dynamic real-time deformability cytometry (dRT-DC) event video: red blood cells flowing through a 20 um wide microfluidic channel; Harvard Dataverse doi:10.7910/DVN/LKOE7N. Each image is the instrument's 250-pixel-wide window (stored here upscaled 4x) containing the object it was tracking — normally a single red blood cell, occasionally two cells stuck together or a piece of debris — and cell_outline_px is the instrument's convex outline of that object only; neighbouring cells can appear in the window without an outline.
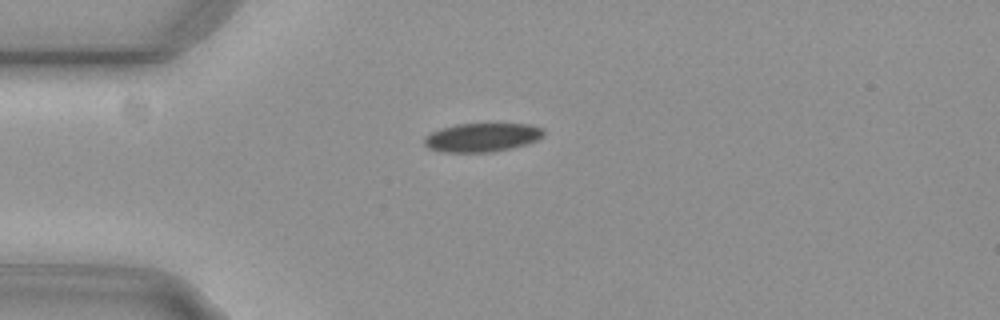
{"species": "common noctule bat (a hibernating species)", "species_latin": "Nyctalus noctula", "temperature_condition": "cold", "stored_images_in_passage": 42, "camera_frame_rate_fps": 3000, "um_per_image_px": 0.085, "animal": {"sex": "female", "body_mass_g": 29.2, "forearm_length_mm": 56.3}, "frame": {"image": 1, "passage_image": 1, "time_ms": 0.0, "image_size_px": [1000, 320], "cell_outline_px": [[544, 136], [536, 140], [524, 144], [492, 152], [444, 152], [428, 148], [424, 144], [424, 136], [440, 128], [456, 124], [528, 124], [544, 128]], "centroid_in_image_um": [40.95, 11.67], "position_along_channel_um": 44.1, "area_um2": 19.88}}
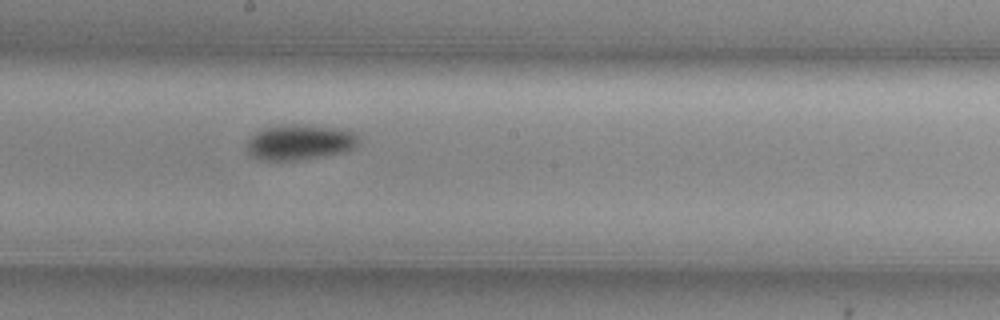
{"frame": {"image": 2, "passage_image": 17, "time_ms": 5.333, "image_size_px": [1000, 320], "cell_outline_px": [[360, 140], [352, 148], [344, 152], [324, 156], [296, 160], [260, 160], [248, 156], [248, 140], [256, 132], [264, 128], [292, 124], [308, 124], [340, 128], [352, 132]], "centroid_in_image_um": [25.46, 12.09], "position_along_channel_um": 222.7, "area_um2": 23.06}}
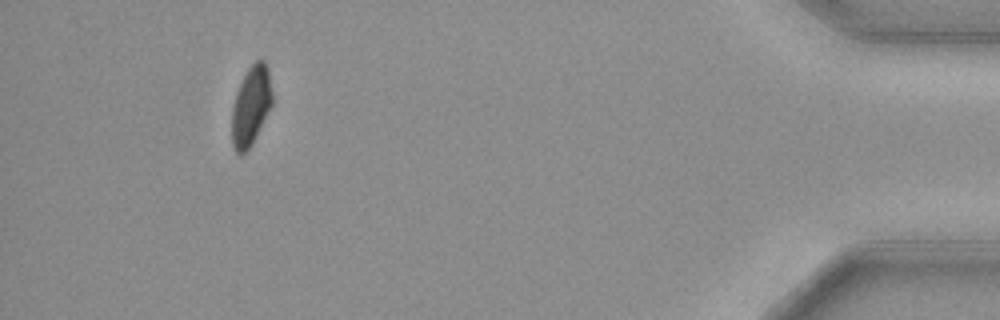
{"frame": {"image": 3, "passage_image": 38, "time_ms": 12.333, "image_size_px": [1000, 320], "cell_outline_px": [[272, 104], [252, 144], [244, 152], [236, 152], [232, 144], [232, 108], [236, 92], [248, 68], [256, 60], [264, 60], [268, 68], [272, 92]], "centroid_in_image_um": [21.33, 8.97], "position_along_channel_um": 413.9, "area_um2": 18.38}, "authors_computed_cell_mechanics": {"area_um2": 20.9236, "velocity_mm_per_s": 3.7308, "shape_relaxation_time_tau1_ms": 3.9526, "shape_relaxation_time_tau2_ms": null, "deformation_change_tau1": 0.0982, "deformation_change_tau2": null}}